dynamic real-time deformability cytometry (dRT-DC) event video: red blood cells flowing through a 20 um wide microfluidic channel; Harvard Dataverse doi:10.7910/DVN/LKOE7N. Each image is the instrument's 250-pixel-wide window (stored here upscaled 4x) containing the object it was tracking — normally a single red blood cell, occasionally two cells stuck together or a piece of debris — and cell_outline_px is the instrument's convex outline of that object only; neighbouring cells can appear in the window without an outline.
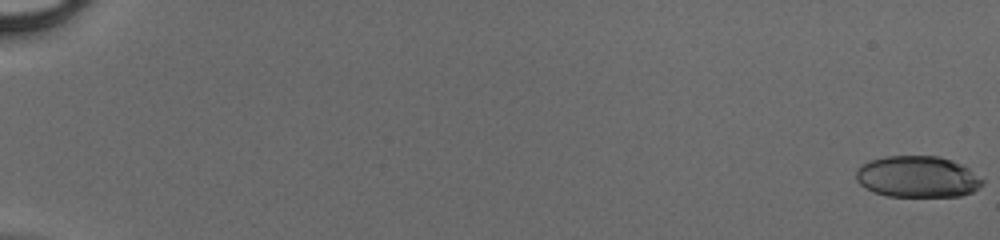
{"species": "human", "species_latin": "Homo sapiens", "temperature_condition": "cold", "stored_images_in_passage": 51, "camera_frame_rate_fps": 3000, "um_per_image_px": 0.085, "donor": {"sex": "male"}, "frame": {"image": 1, "passage_image": 1, "time_ms": 0.0, "image_size_px": [1000, 240], "cell_outline_px": [[984, 184], [972, 192], [960, 196], [888, 196], [872, 192], [860, 184], [856, 180], [856, 168], [868, 160], [884, 156], [940, 156], [964, 164], [984, 180]], "centroid_in_image_um": [77.99, 15.01], "position_along_channel_um": 7.0, "area_um2": 30.87}}
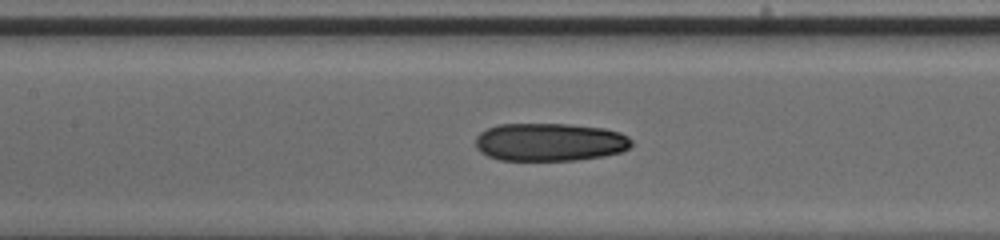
{"frame": {"image": 2, "passage_image": 27, "time_ms": 8.667, "image_size_px": [1000, 240], "cell_outline_px": [[632, 144], [628, 148], [620, 152], [604, 156], [576, 160], [500, 160], [488, 156], [480, 152], [476, 148], [476, 136], [480, 132], [496, 124], [568, 124], [604, 128], [620, 132], [628, 136], [632, 140]], "centroid_in_image_um": [46.72, 12.07], "position_along_channel_um": 160.7, "area_um2": 34.74}}
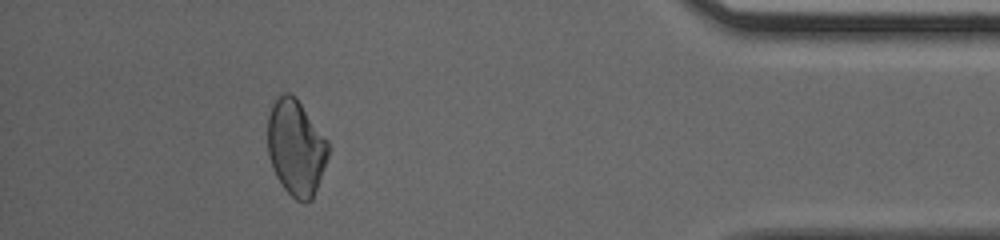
{"frame": {"image": 3, "passage_image": 47, "time_ms": 15.333, "image_size_px": [1000, 240], "cell_outline_px": [[328, 156], [312, 200], [304, 204], [296, 200], [284, 188], [276, 176], [272, 168], [268, 156], [268, 116], [272, 104], [284, 92], [288, 92], [296, 96], [328, 140]], "centroid_in_image_um": [25.15, 12.54], "position_along_channel_um": 410.0, "area_um2": 33.87}}